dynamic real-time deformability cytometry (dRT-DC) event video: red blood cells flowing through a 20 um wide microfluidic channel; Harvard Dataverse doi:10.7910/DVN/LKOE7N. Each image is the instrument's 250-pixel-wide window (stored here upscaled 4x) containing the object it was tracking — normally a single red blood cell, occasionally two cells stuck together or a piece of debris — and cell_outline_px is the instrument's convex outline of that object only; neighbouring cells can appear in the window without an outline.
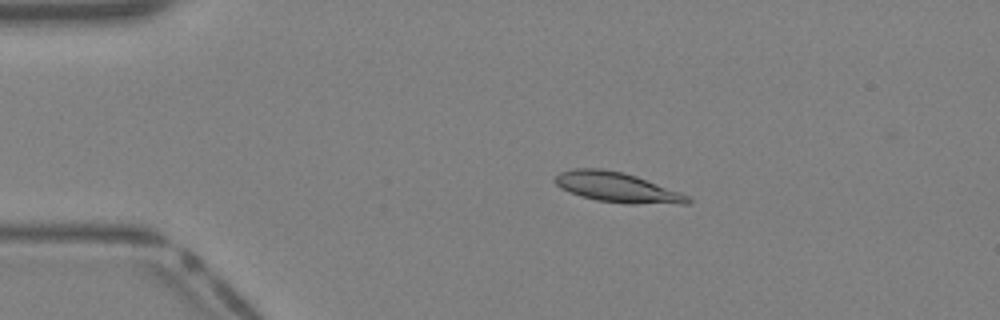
{"species": "Egyptian fruit bat (a non-hibernating species)", "species_latin": "Rousettus aegyptiacus", "temperature_condition": "warm", "stored_images_in_passage": 39, "camera_frame_rate_fps": 3000, "um_per_image_px": 0.085, "animal": {"sex": "female"}, "frame": {"image": 1, "passage_image": 8, "time_ms": 2.333, "image_size_px": [1000, 320], "cell_outline_px": [[692, 200], [688, 204], [628, 204], [596, 200], [580, 196], [568, 192], [560, 188], [552, 180], [560, 172], [572, 168], [600, 168], [620, 172], [636, 176], [692, 196]], "centroid_in_image_um": [52.46, 15.94], "position_along_channel_um": 32.5, "area_um2": 23.47}}
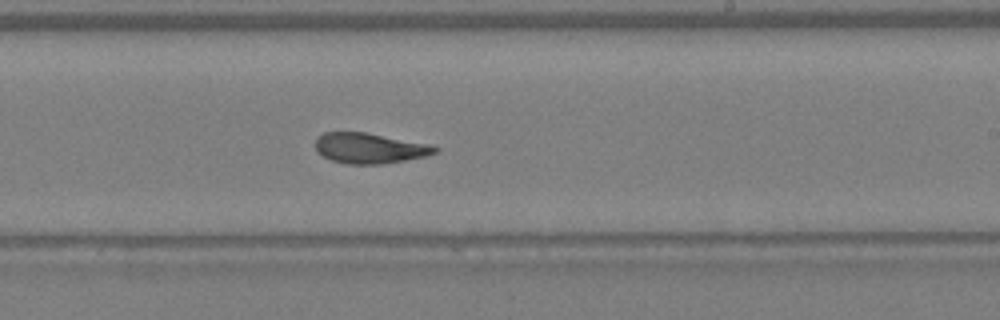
{"frame": {"image": 2, "passage_image": 24, "time_ms": 7.667, "image_size_px": [1000, 320], "cell_outline_px": [[440, 148], [436, 152], [424, 156], [404, 160], [380, 164], [348, 164], [332, 160], [324, 156], [316, 148], [316, 136], [324, 132], [364, 132], [424, 144]], "centroid_in_image_um": [31.35, 12.59], "position_along_channel_um": 257.7, "area_um2": 20.58}}
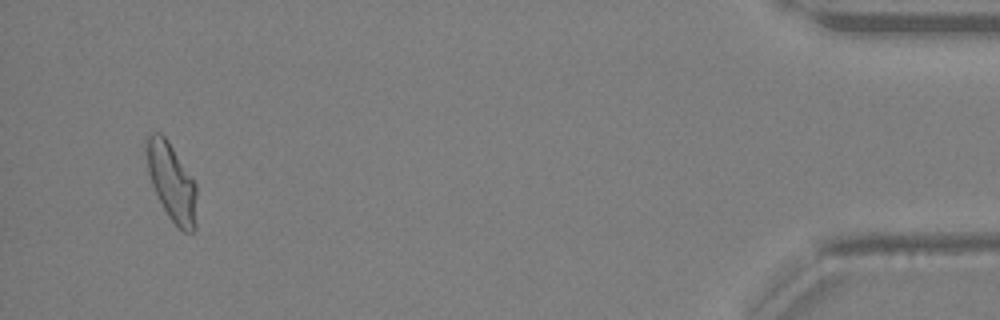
{"frame": {"image": 3, "passage_image": 38, "time_ms": 12.333, "image_size_px": [1000, 320], "cell_outline_px": [[196, 228], [192, 232], [184, 232], [168, 216], [152, 184], [148, 172], [144, 140], [152, 132], [160, 132], [168, 140], [196, 184]], "centroid_in_image_um": [14.58, 15.44], "position_along_channel_um": 420.6, "area_um2": 22.6}}